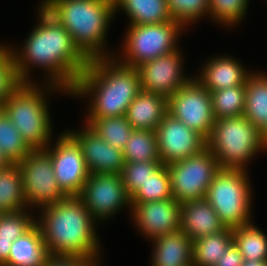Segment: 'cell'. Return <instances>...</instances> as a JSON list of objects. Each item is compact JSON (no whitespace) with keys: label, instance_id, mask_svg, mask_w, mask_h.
I'll list each match as a JSON object with an SVG mask.
<instances>
[{"label":"cell","instance_id":"15","mask_svg":"<svg viewBox=\"0 0 267 266\" xmlns=\"http://www.w3.org/2000/svg\"><path fill=\"white\" fill-rule=\"evenodd\" d=\"M157 149L164 165L191 157L207 147L206 139L167 114L156 129Z\"/></svg>","mask_w":267,"mask_h":266},{"label":"cell","instance_id":"11","mask_svg":"<svg viewBox=\"0 0 267 266\" xmlns=\"http://www.w3.org/2000/svg\"><path fill=\"white\" fill-rule=\"evenodd\" d=\"M168 114L198 132L206 140L215 123L210 92L192 77L167 99Z\"/></svg>","mask_w":267,"mask_h":266},{"label":"cell","instance_id":"5","mask_svg":"<svg viewBox=\"0 0 267 266\" xmlns=\"http://www.w3.org/2000/svg\"><path fill=\"white\" fill-rule=\"evenodd\" d=\"M53 91L70 95L67 90L50 83H20L1 107L32 150L45 149L55 141L47 100L49 93L54 95Z\"/></svg>","mask_w":267,"mask_h":266},{"label":"cell","instance_id":"1","mask_svg":"<svg viewBox=\"0 0 267 266\" xmlns=\"http://www.w3.org/2000/svg\"><path fill=\"white\" fill-rule=\"evenodd\" d=\"M37 23L23 46L9 48L21 83H34L30 71L42 69V83L57 85L69 93L87 67L88 60L75 47L68 31L41 4ZM33 67V68H32Z\"/></svg>","mask_w":267,"mask_h":266},{"label":"cell","instance_id":"41","mask_svg":"<svg viewBox=\"0 0 267 266\" xmlns=\"http://www.w3.org/2000/svg\"><path fill=\"white\" fill-rule=\"evenodd\" d=\"M10 164H12L10 160L0 150V170L7 168Z\"/></svg>","mask_w":267,"mask_h":266},{"label":"cell","instance_id":"9","mask_svg":"<svg viewBox=\"0 0 267 266\" xmlns=\"http://www.w3.org/2000/svg\"><path fill=\"white\" fill-rule=\"evenodd\" d=\"M167 168L172 198L180 204L206 197L209 185L221 169L207 147L191 157L167 165Z\"/></svg>","mask_w":267,"mask_h":266},{"label":"cell","instance_id":"39","mask_svg":"<svg viewBox=\"0 0 267 266\" xmlns=\"http://www.w3.org/2000/svg\"><path fill=\"white\" fill-rule=\"evenodd\" d=\"M243 256L234 242L214 266H242Z\"/></svg>","mask_w":267,"mask_h":266},{"label":"cell","instance_id":"22","mask_svg":"<svg viewBox=\"0 0 267 266\" xmlns=\"http://www.w3.org/2000/svg\"><path fill=\"white\" fill-rule=\"evenodd\" d=\"M49 258L40 227L35 224L13 241L8 261L3 266H45Z\"/></svg>","mask_w":267,"mask_h":266},{"label":"cell","instance_id":"16","mask_svg":"<svg viewBox=\"0 0 267 266\" xmlns=\"http://www.w3.org/2000/svg\"><path fill=\"white\" fill-rule=\"evenodd\" d=\"M131 206L132 222L148 240L181 230V204L173 198L131 202Z\"/></svg>","mask_w":267,"mask_h":266},{"label":"cell","instance_id":"23","mask_svg":"<svg viewBox=\"0 0 267 266\" xmlns=\"http://www.w3.org/2000/svg\"><path fill=\"white\" fill-rule=\"evenodd\" d=\"M244 116L261 132L267 127V73L253 71L247 78Z\"/></svg>","mask_w":267,"mask_h":266},{"label":"cell","instance_id":"29","mask_svg":"<svg viewBox=\"0 0 267 266\" xmlns=\"http://www.w3.org/2000/svg\"><path fill=\"white\" fill-rule=\"evenodd\" d=\"M84 123L93 129L101 139L121 151L134 130L125 116L85 119Z\"/></svg>","mask_w":267,"mask_h":266},{"label":"cell","instance_id":"38","mask_svg":"<svg viewBox=\"0 0 267 266\" xmlns=\"http://www.w3.org/2000/svg\"><path fill=\"white\" fill-rule=\"evenodd\" d=\"M100 262L81 257L50 256L45 266H100Z\"/></svg>","mask_w":267,"mask_h":266},{"label":"cell","instance_id":"30","mask_svg":"<svg viewBox=\"0 0 267 266\" xmlns=\"http://www.w3.org/2000/svg\"><path fill=\"white\" fill-rule=\"evenodd\" d=\"M122 152L125 163L160 161L156 131L134 129Z\"/></svg>","mask_w":267,"mask_h":266},{"label":"cell","instance_id":"12","mask_svg":"<svg viewBox=\"0 0 267 266\" xmlns=\"http://www.w3.org/2000/svg\"><path fill=\"white\" fill-rule=\"evenodd\" d=\"M79 198L98 224L113 218L125 206L132 211L120 174L89 173Z\"/></svg>","mask_w":267,"mask_h":266},{"label":"cell","instance_id":"18","mask_svg":"<svg viewBox=\"0 0 267 266\" xmlns=\"http://www.w3.org/2000/svg\"><path fill=\"white\" fill-rule=\"evenodd\" d=\"M227 55L208 58L200 73L194 76L209 92L245 85L252 73L242 62Z\"/></svg>","mask_w":267,"mask_h":266},{"label":"cell","instance_id":"20","mask_svg":"<svg viewBox=\"0 0 267 266\" xmlns=\"http://www.w3.org/2000/svg\"><path fill=\"white\" fill-rule=\"evenodd\" d=\"M150 242L153 245L151 266H193V241L181 230L159 236Z\"/></svg>","mask_w":267,"mask_h":266},{"label":"cell","instance_id":"6","mask_svg":"<svg viewBox=\"0 0 267 266\" xmlns=\"http://www.w3.org/2000/svg\"><path fill=\"white\" fill-rule=\"evenodd\" d=\"M206 141L221 169L249 171V161L264 151L262 132L244 115L215 119Z\"/></svg>","mask_w":267,"mask_h":266},{"label":"cell","instance_id":"10","mask_svg":"<svg viewBox=\"0 0 267 266\" xmlns=\"http://www.w3.org/2000/svg\"><path fill=\"white\" fill-rule=\"evenodd\" d=\"M18 164L28 209L33 215L35 208L67 198L58 186L50 155L44 149L32 150Z\"/></svg>","mask_w":267,"mask_h":266},{"label":"cell","instance_id":"14","mask_svg":"<svg viewBox=\"0 0 267 266\" xmlns=\"http://www.w3.org/2000/svg\"><path fill=\"white\" fill-rule=\"evenodd\" d=\"M183 50L143 62L137 68L142 90L161 95L168 99L182 88L193 76L184 73Z\"/></svg>","mask_w":267,"mask_h":266},{"label":"cell","instance_id":"32","mask_svg":"<svg viewBox=\"0 0 267 266\" xmlns=\"http://www.w3.org/2000/svg\"><path fill=\"white\" fill-rule=\"evenodd\" d=\"M0 150L11 163H19L32 151L2 108H0Z\"/></svg>","mask_w":267,"mask_h":266},{"label":"cell","instance_id":"17","mask_svg":"<svg viewBox=\"0 0 267 266\" xmlns=\"http://www.w3.org/2000/svg\"><path fill=\"white\" fill-rule=\"evenodd\" d=\"M81 147L89 173L121 174L125 165L123 152L101 139L87 124L80 130H67Z\"/></svg>","mask_w":267,"mask_h":266},{"label":"cell","instance_id":"40","mask_svg":"<svg viewBox=\"0 0 267 266\" xmlns=\"http://www.w3.org/2000/svg\"><path fill=\"white\" fill-rule=\"evenodd\" d=\"M242 266H267V260H243Z\"/></svg>","mask_w":267,"mask_h":266},{"label":"cell","instance_id":"24","mask_svg":"<svg viewBox=\"0 0 267 266\" xmlns=\"http://www.w3.org/2000/svg\"><path fill=\"white\" fill-rule=\"evenodd\" d=\"M115 15L125 12L129 24H160L172 21L166 0H114Z\"/></svg>","mask_w":267,"mask_h":266},{"label":"cell","instance_id":"3","mask_svg":"<svg viewBox=\"0 0 267 266\" xmlns=\"http://www.w3.org/2000/svg\"><path fill=\"white\" fill-rule=\"evenodd\" d=\"M140 90L137 68L109 57L89 60L69 96L89 98L84 118L97 119L125 116Z\"/></svg>","mask_w":267,"mask_h":266},{"label":"cell","instance_id":"13","mask_svg":"<svg viewBox=\"0 0 267 266\" xmlns=\"http://www.w3.org/2000/svg\"><path fill=\"white\" fill-rule=\"evenodd\" d=\"M55 143L44 149L51 158L58 186L67 197H79L89 171L81 147L66 131L59 133Z\"/></svg>","mask_w":267,"mask_h":266},{"label":"cell","instance_id":"21","mask_svg":"<svg viewBox=\"0 0 267 266\" xmlns=\"http://www.w3.org/2000/svg\"><path fill=\"white\" fill-rule=\"evenodd\" d=\"M167 114L165 97L141 89L127 108L125 117L133 129L156 131Z\"/></svg>","mask_w":267,"mask_h":266},{"label":"cell","instance_id":"34","mask_svg":"<svg viewBox=\"0 0 267 266\" xmlns=\"http://www.w3.org/2000/svg\"><path fill=\"white\" fill-rule=\"evenodd\" d=\"M250 0H210L211 20L223 27H236L245 18Z\"/></svg>","mask_w":267,"mask_h":266},{"label":"cell","instance_id":"36","mask_svg":"<svg viewBox=\"0 0 267 266\" xmlns=\"http://www.w3.org/2000/svg\"><path fill=\"white\" fill-rule=\"evenodd\" d=\"M162 165L161 161L125 163L120 175L130 198Z\"/></svg>","mask_w":267,"mask_h":266},{"label":"cell","instance_id":"27","mask_svg":"<svg viewBox=\"0 0 267 266\" xmlns=\"http://www.w3.org/2000/svg\"><path fill=\"white\" fill-rule=\"evenodd\" d=\"M233 243L231 228L193 241L192 265L214 266Z\"/></svg>","mask_w":267,"mask_h":266},{"label":"cell","instance_id":"42","mask_svg":"<svg viewBox=\"0 0 267 266\" xmlns=\"http://www.w3.org/2000/svg\"><path fill=\"white\" fill-rule=\"evenodd\" d=\"M262 144H263L264 151H267V127L262 132Z\"/></svg>","mask_w":267,"mask_h":266},{"label":"cell","instance_id":"28","mask_svg":"<svg viewBox=\"0 0 267 266\" xmlns=\"http://www.w3.org/2000/svg\"><path fill=\"white\" fill-rule=\"evenodd\" d=\"M232 232L244 260H267V235L253 222L233 228Z\"/></svg>","mask_w":267,"mask_h":266},{"label":"cell","instance_id":"19","mask_svg":"<svg viewBox=\"0 0 267 266\" xmlns=\"http://www.w3.org/2000/svg\"><path fill=\"white\" fill-rule=\"evenodd\" d=\"M224 229L225 226L205 197L181 204V231L192 241Z\"/></svg>","mask_w":267,"mask_h":266},{"label":"cell","instance_id":"35","mask_svg":"<svg viewBox=\"0 0 267 266\" xmlns=\"http://www.w3.org/2000/svg\"><path fill=\"white\" fill-rule=\"evenodd\" d=\"M173 20L184 28L209 17L210 0H166Z\"/></svg>","mask_w":267,"mask_h":266},{"label":"cell","instance_id":"31","mask_svg":"<svg viewBox=\"0 0 267 266\" xmlns=\"http://www.w3.org/2000/svg\"><path fill=\"white\" fill-rule=\"evenodd\" d=\"M245 95V85L211 91L210 96L215 119L244 115Z\"/></svg>","mask_w":267,"mask_h":266},{"label":"cell","instance_id":"4","mask_svg":"<svg viewBox=\"0 0 267 266\" xmlns=\"http://www.w3.org/2000/svg\"><path fill=\"white\" fill-rule=\"evenodd\" d=\"M40 4L68 31L88 61L114 56L105 44L115 19L114 0H41Z\"/></svg>","mask_w":267,"mask_h":266},{"label":"cell","instance_id":"2","mask_svg":"<svg viewBox=\"0 0 267 266\" xmlns=\"http://www.w3.org/2000/svg\"><path fill=\"white\" fill-rule=\"evenodd\" d=\"M38 215L36 224L50 256L81 257L100 262L98 223L79 197H67L41 207Z\"/></svg>","mask_w":267,"mask_h":266},{"label":"cell","instance_id":"33","mask_svg":"<svg viewBox=\"0 0 267 266\" xmlns=\"http://www.w3.org/2000/svg\"><path fill=\"white\" fill-rule=\"evenodd\" d=\"M172 198L170 176L166 165L157 169L130 198L131 202H151Z\"/></svg>","mask_w":267,"mask_h":266},{"label":"cell","instance_id":"7","mask_svg":"<svg viewBox=\"0 0 267 266\" xmlns=\"http://www.w3.org/2000/svg\"><path fill=\"white\" fill-rule=\"evenodd\" d=\"M249 171L220 169L208 187L206 199L225 228L252 223V186Z\"/></svg>","mask_w":267,"mask_h":266},{"label":"cell","instance_id":"8","mask_svg":"<svg viewBox=\"0 0 267 266\" xmlns=\"http://www.w3.org/2000/svg\"><path fill=\"white\" fill-rule=\"evenodd\" d=\"M182 31L185 28L174 20L160 24H128L122 54L115 53L113 57L122 65L136 68L143 62L178 50Z\"/></svg>","mask_w":267,"mask_h":266},{"label":"cell","instance_id":"25","mask_svg":"<svg viewBox=\"0 0 267 266\" xmlns=\"http://www.w3.org/2000/svg\"><path fill=\"white\" fill-rule=\"evenodd\" d=\"M36 224V216L29 209L0 214V266L9 258L11 245Z\"/></svg>","mask_w":267,"mask_h":266},{"label":"cell","instance_id":"37","mask_svg":"<svg viewBox=\"0 0 267 266\" xmlns=\"http://www.w3.org/2000/svg\"><path fill=\"white\" fill-rule=\"evenodd\" d=\"M20 83L9 44L0 42V108Z\"/></svg>","mask_w":267,"mask_h":266},{"label":"cell","instance_id":"26","mask_svg":"<svg viewBox=\"0 0 267 266\" xmlns=\"http://www.w3.org/2000/svg\"><path fill=\"white\" fill-rule=\"evenodd\" d=\"M28 209L22 175L18 163L0 170V211L17 212Z\"/></svg>","mask_w":267,"mask_h":266}]
</instances>
